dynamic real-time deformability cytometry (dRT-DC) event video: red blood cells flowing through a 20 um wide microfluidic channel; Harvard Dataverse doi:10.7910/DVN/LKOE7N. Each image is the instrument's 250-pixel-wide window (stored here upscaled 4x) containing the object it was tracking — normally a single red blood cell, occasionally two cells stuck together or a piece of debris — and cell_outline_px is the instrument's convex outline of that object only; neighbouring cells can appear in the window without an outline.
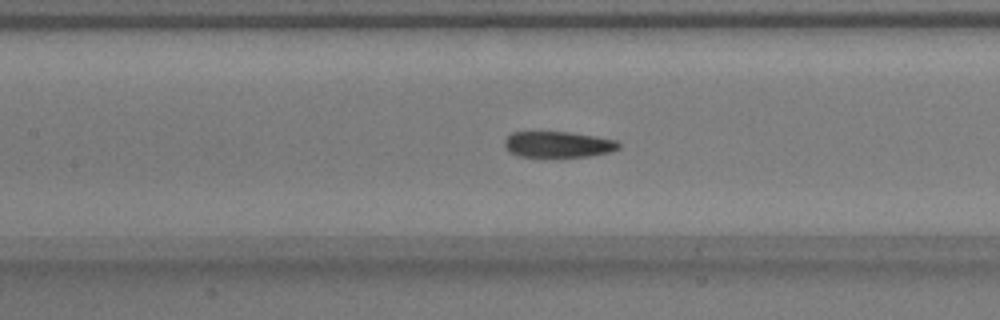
{"species": "common noctule bat (a hibernating species)", "species_latin": "Nyctalus noctula", "temperature_condition": "warm", "stored_images_in_passage": 52, "camera_frame_rate_fps": 3000, "um_per_image_px": 0.085, "animal": {"sex": "male", "body_mass_g": 17.9}, "frame": {"image": 1, "passage_image": 23, "time_ms": 7.333, "image_size_px": [1000, 320], "cell_outline_px": [[620, 148], [612, 152], [588, 156], [520, 156], [508, 152], [504, 148], [504, 140], [512, 132], [568, 132], [596, 136], [616, 140], [620, 144]], "centroid_in_image_um": [47.44, 12.27], "position_along_channel_um": 160.0, "area_um2": 17.28}}
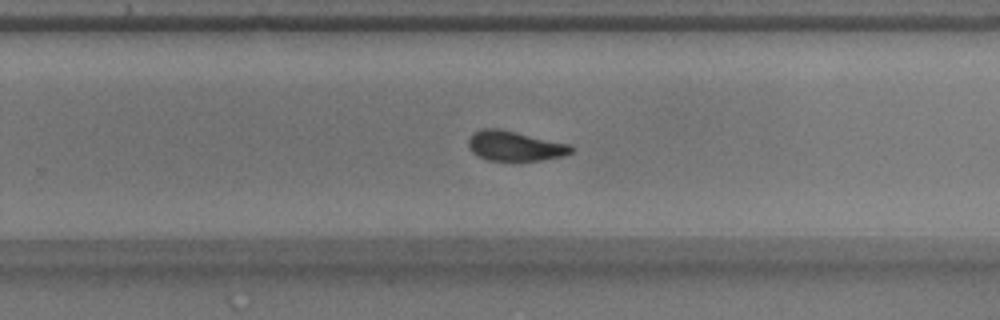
{"frame": {"image": 2, "passage_image": 33, "time_ms": 10.667, "image_size_px": [1000, 320], "cell_outline_px": [[572, 152], [564, 156], [540, 160], [488, 160], [472, 152], [468, 148], [468, 140], [472, 132], [480, 128], [500, 128], [572, 144]], "centroid_in_image_um": [43.75, 12.38], "position_along_channel_um": 286.0, "area_um2": 18.09}}
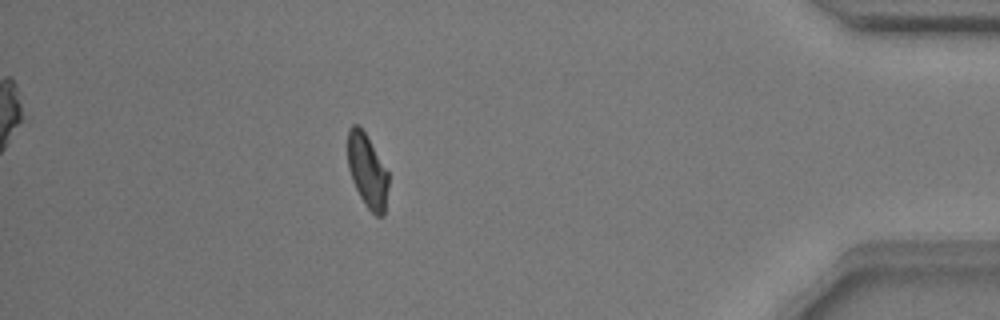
{"frame": {"image": 3, "passage_image": 46, "time_ms": 15.0, "image_size_px": [1000, 320], "cell_outline_px": [[388, 188], [384, 216], [376, 216], [364, 204], [352, 180], [348, 168], [348, 128], [352, 124], [356, 124], [364, 132], [388, 172]], "centroid_in_image_um": [31.22, 14.55], "position_along_channel_um": 404.0, "area_um2": 17.22}, "authors_computed_cell_mechanics": {"area_um2": 18.1203, "velocity_mm_per_s": 3.8001, "shape_relaxation_time_tau1_ms": 4.2556, "shape_relaxation_time_tau2_ms": 1.4322, "deformation_change_tau1": 0.1628, "deformation_change_tau2": 0.0725}}